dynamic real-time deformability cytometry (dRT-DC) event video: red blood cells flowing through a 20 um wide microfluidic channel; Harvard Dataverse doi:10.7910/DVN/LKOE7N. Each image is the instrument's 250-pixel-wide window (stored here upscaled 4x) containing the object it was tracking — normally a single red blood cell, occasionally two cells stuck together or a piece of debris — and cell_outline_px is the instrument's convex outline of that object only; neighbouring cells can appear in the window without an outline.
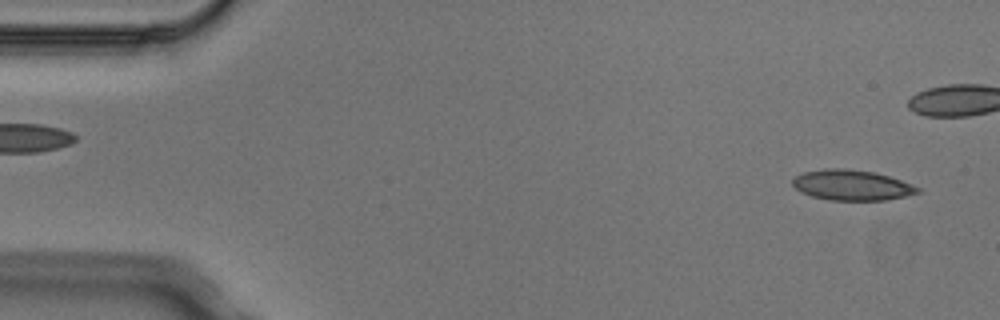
{"species": "Egyptian fruit bat (a non-hibernating species)", "species_latin": "Rousettus aegyptiacus", "temperature_condition": "cold", "stored_images_in_passage": 3, "segment_of_instrument_passage": [2, 2], "camera_frame_rate_fps": 3000, "um_per_image_px": 0.085, "animal": {"sex": "male"}, "frame": {"image": 1, "passage_image": 3, "time_ms": 0.667, "image_size_px": [1000, 320], "cell_outline_px": [[920, 192], [904, 196], [884, 200], [828, 200], [812, 196], [800, 192], [792, 184], [792, 180], [796, 176], [804, 172], [824, 168], [844, 168], [872, 172], [888, 176], [900, 180], [920, 188]], "centroid_in_image_um": [72.36, 15.73], "position_along_channel_um": 12.6, "area_um2": 21.96}}